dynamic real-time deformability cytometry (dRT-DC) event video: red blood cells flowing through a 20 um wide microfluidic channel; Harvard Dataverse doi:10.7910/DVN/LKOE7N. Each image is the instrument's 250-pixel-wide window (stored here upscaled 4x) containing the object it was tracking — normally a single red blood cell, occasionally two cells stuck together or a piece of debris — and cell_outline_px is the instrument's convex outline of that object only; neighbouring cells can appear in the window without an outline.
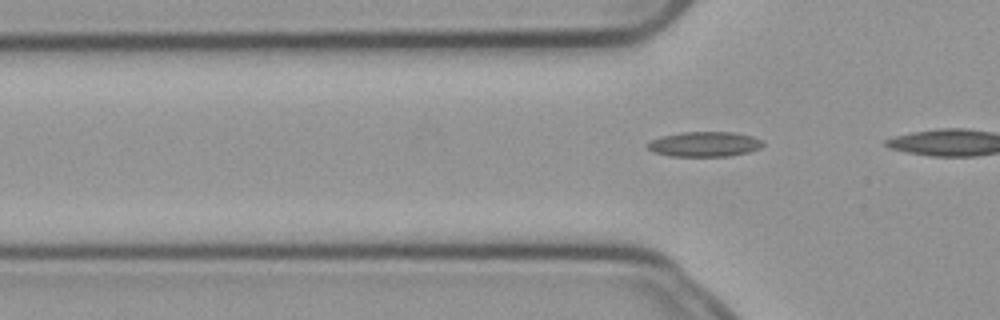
{"species": "common noctule bat (a hibernating species)", "species_latin": "Nyctalus noctula", "temperature_condition": "cold", "stored_images_in_passage": 2, "camera_frame_rate_fps": 3000, "um_per_image_px": 0.085, "animal": {"sex": "male", "body_mass_g": 23.1, "forearm_length_mm": 52.7}, "frame": {"image": 1, "passage_image": 2, "time_ms": 0.333, "image_size_px": [1000, 320], "cell_outline_px": [[764, 144], [760, 148], [748, 152], [728, 156], [668, 156], [652, 152], [648, 148], [648, 144], [652, 140], [664, 136], [684, 132], [732, 132], [752, 136], [760, 140]], "centroid_in_image_um": [59.89, 12.26], "position_along_channel_um": 65.9, "area_um2": 16.59}}